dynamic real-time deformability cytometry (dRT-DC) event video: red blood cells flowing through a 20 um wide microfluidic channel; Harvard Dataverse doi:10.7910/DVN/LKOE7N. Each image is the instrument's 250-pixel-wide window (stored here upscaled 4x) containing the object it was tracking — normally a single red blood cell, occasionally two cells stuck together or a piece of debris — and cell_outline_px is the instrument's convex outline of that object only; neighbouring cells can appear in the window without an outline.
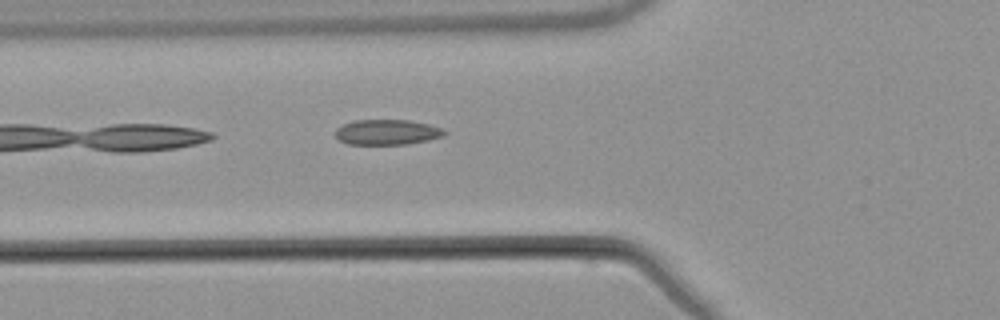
{"species": "common noctule bat (a hibernating species)", "species_latin": "Nyctalus noctula", "temperature_condition": "warm", "stored_images_in_passage": 6, "camera_frame_rate_fps": 3000, "um_per_image_px": 0.085, "animal": {"sex": "male", "body_mass_g": 21.5, "forearm_length_mm": 52.0}, "frame": {"image": 1, "passage_image": 6, "time_ms": 6.333, "image_size_px": [1000, 320], "cell_outline_px": [[448, 132], [444, 136], [428, 140], [408, 144], [348, 144], [340, 140], [336, 136], [336, 128], [352, 120], [408, 120], [428, 124], [444, 128]], "centroid_in_image_um": [32.94, 11.23], "position_along_channel_um": 92.9, "area_um2": 16.13}}